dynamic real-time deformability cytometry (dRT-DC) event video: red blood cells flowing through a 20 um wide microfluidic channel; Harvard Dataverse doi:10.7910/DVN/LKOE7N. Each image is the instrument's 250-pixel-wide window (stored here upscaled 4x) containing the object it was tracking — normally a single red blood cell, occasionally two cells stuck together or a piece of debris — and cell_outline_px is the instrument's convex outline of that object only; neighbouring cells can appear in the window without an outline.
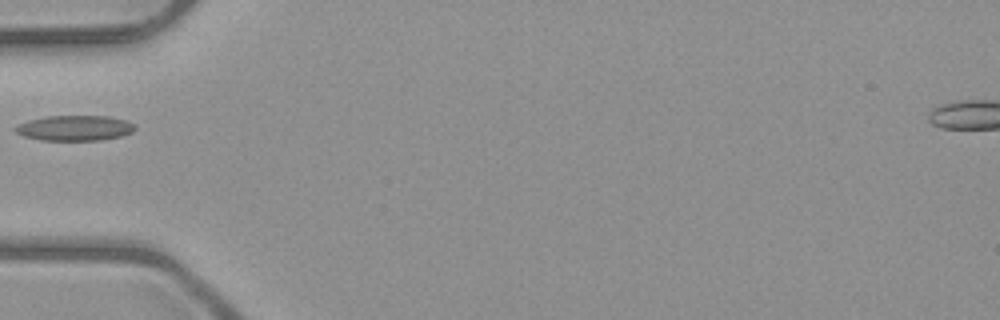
{"species": "common noctule bat (a hibernating species)", "species_latin": "Nyctalus noctula", "temperature_condition": "room temperature", "stored_images_in_passage": 5, "camera_frame_rate_fps": 3000, "um_per_image_px": 0.085, "animal": {"sex": "male", "body_mass_g": 23.1, "forearm_length_mm": 52.7}, "frame": {"image": 1, "passage_image": 5, "time_ms": 5.333, "image_size_px": [1000, 320], "cell_outline_px": [[136, 128], [132, 132], [120, 136], [100, 140], [40, 140], [24, 136], [16, 132], [12, 128], [28, 120], [48, 116], [108, 116], [128, 120]], "centroid_in_image_um": [6.35, 10.88], "position_along_channel_um": 78.7, "area_um2": 17.57}}